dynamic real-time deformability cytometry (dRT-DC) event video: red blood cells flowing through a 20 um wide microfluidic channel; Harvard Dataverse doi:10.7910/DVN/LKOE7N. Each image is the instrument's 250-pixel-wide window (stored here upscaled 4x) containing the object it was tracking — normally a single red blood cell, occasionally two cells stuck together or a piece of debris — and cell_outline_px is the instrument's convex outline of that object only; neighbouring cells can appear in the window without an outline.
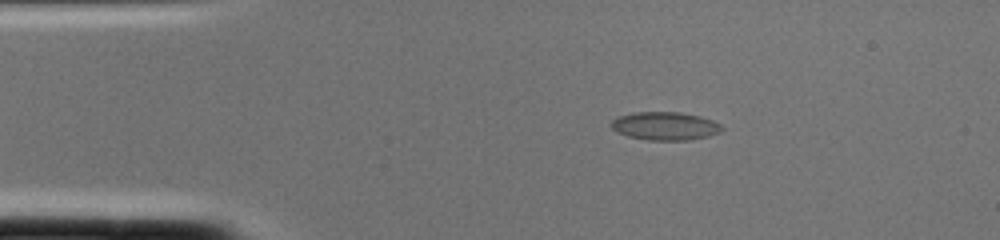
{"species": "common noctule bat (a hibernating species)", "species_latin": "Nyctalus noctula", "temperature_condition": "cold", "stored_images_in_passage": 1, "camera_frame_rate_fps": 3000, "um_per_image_px": 0.085, "animal": {"sex": "female", "body_mass_g": 22.0, "forearm_length_mm": 56.7}, "frame": {"image": 1, "passage_image": 1, "time_ms": 0.0, "image_size_px": [1000, 240], "cell_outline_px": [[724, 128], [720, 132], [708, 136], [692, 140], [648, 140], [628, 136], [616, 132], [608, 124], [616, 116], [636, 112], [680, 112], [700, 116], [712, 120], [720, 124]], "centroid_in_image_um": [56.5, 10.71], "position_along_channel_um": 28.5, "area_um2": 18.38}}